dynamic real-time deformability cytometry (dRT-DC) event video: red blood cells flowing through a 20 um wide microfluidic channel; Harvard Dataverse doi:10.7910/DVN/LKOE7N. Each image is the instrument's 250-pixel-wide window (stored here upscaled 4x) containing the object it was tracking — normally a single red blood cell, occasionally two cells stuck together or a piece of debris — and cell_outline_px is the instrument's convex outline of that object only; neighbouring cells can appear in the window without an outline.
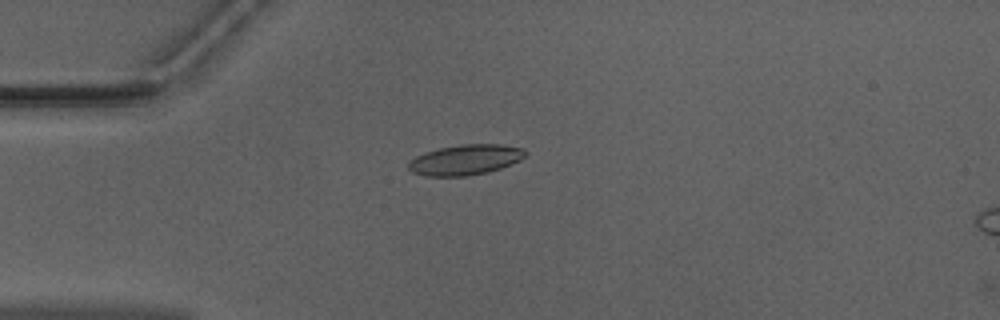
{"species": "Egyptian fruit bat (a non-hibernating species)", "species_latin": "Rousettus aegyptiacus", "temperature_condition": "warm", "stored_images_in_passage": 40, "camera_frame_rate_fps": 3000, "um_per_image_px": 0.085, "animal": {"sex": "male"}, "frame": {"image": 1, "passage_image": 2, "time_ms": 0.333, "image_size_px": [1000, 320], "cell_outline_px": [[528, 152], [520, 160], [500, 168], [488, 172], [468, 176], [424, 176], [412, 172], [408, 168], [408, 164], [416, 156], [424, 152], [440, 148], [460, 144], [500, 144], [524, 148]], "centroid_in_image_um": [39.56, 13.58], "position_along_channel_um": 45.4, "area_um2": 20.69}}
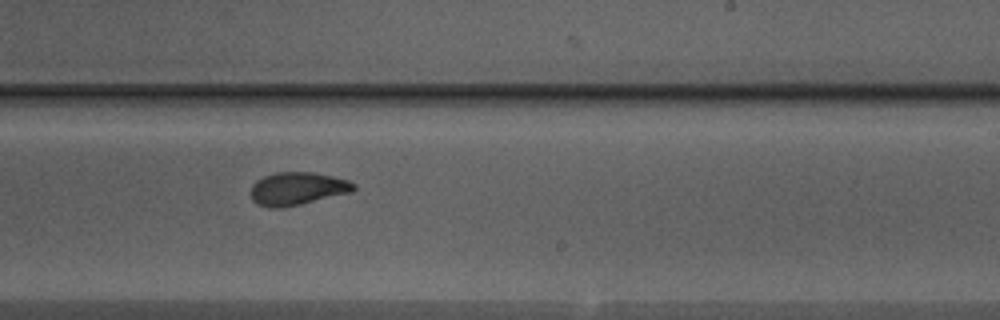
{"frame": {"image": 2, "passage_image": 20, "time_ms": 6.333, "image_size_px": [1000, 320], "cell_outline_px": [[356, 188], [352, 192], [300, 204], [280, 208], [272, 208], [256, 204], [252, 200], [252, 184], [256, 180], [264, 176], [276, 172], [312, 172], [332, 176], [348, 180], [356, 184]], "centroid_in_image_um": [25.28, 16.03], "position_along_channel_um": 263.7, "area_um2": 19.71}}
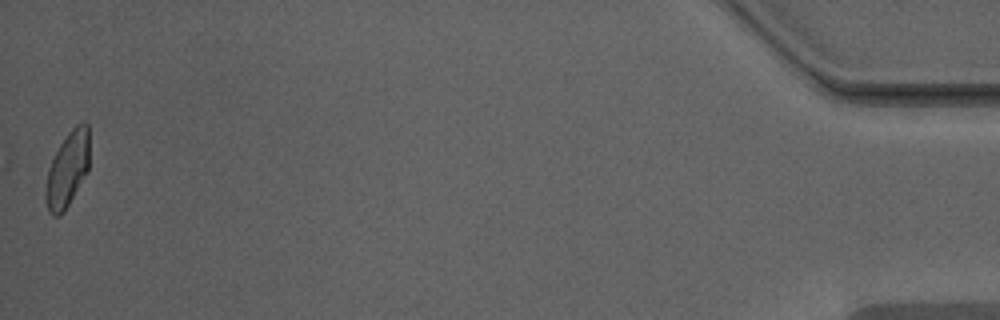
{"frame": {"image": 3, "passage_image": 40, "time_ms": 13.0, "image_size_px": [1000, 320], "cell_outline_px": [[88, 172], [64, 212], [60, 216], [52, 216], [48, 212], [44, 196], [44, 192], [48, 168], [60, 144], [68, 132], [76, 124], [84, 120], [88, 124]], "centroid_in_image_um": [5.72, 14.42], "position_along_channel_um": 429.5, "area_um2": 19.36}, "authors_computed_cell_mechanics": {"area_um2": 19.7387, "velocity_mm_per_s": 3.9646, "shape_relaxation_time_tau1_ms": 6.3991, "shape_relaxation_time_tau2_ms": 1.4993, "deformation_change_tau1": 0.1938, "deformation_change_tau2": 0.0701}}